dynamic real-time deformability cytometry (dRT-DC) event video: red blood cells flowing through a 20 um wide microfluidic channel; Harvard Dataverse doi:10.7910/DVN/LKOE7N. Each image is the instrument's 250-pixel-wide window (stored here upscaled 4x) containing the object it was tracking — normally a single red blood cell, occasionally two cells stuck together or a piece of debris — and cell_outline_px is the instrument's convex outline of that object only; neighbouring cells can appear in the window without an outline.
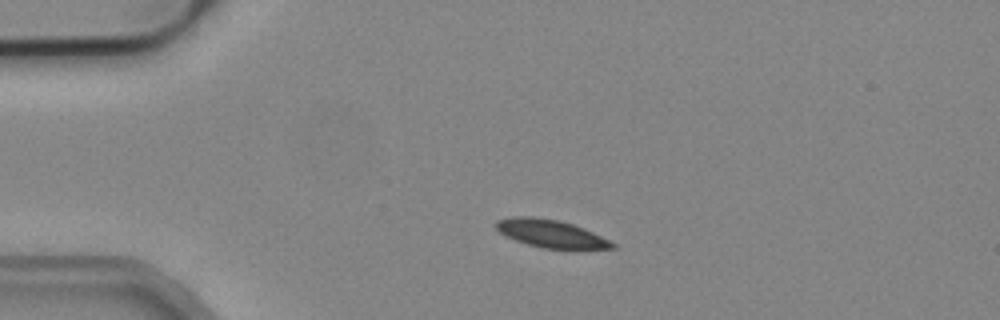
{"species": "common noctule bat (a hibernating species)", "species_latin": "Nyctalus noctula", "temperature_condition": "cold", "stored_images_in_passage": 2, "camera_frame_rate_fps": 3000, "um_per_image_px": 0.085, "animal": {"sex": "male", "body_mass_g": 19.2, "forearm_length_mm": 51.8}, "frame": {"image": 1, "passage_image": 1, "time_ms": 0.0, "image_size_px": [1000, 320], "cell_outline_px": [[616, 248], [540, 248], [516, 240], [500, 232], [496, 228], [496, 220], [516, 216], [532, 216], [560, 220], [584, 228], [616, 244]], "centroid_in_image_um": [46.8, 19.84], "position_along_channel_um": 38.2, "area_um2": 18.44}}